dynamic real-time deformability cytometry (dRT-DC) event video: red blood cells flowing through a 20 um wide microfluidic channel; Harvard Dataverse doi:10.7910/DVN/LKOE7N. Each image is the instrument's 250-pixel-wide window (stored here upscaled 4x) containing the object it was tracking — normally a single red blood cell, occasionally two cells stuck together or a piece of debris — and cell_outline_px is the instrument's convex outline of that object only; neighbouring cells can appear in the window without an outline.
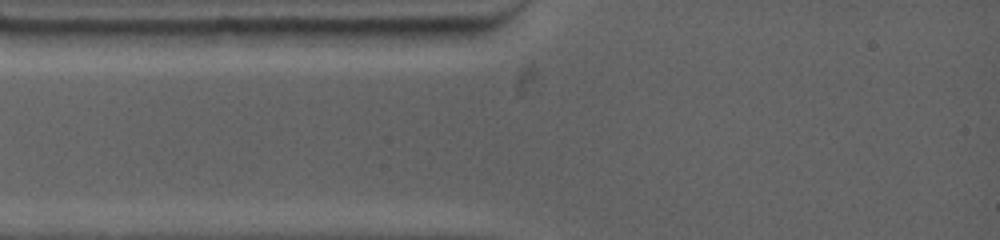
{"species": "common noctule bat (a hibernating species)", "species_latin": "Nyctalus noctula", "temperature_condition": "warm", "stored_images_in_passage": 3, "camera_frame_rate_fps": 4500, "um_per_image_px": 0.085, "animal": {"sex": "female", "body_mass_g": 19.0, "forearm_length_mm": 53.3}, "frame": {"image": 1, "passage_image": 1, "time_ms": 0.0, "image_size_px": [1000, 240], "cell_outline_px": [[244, 28], [240, 32], [220, 44], [204, 48], [172, 48], [148, 44], [136, 32], [148, 28]], "centroid_in_image_um": [15.94, 3.13], "position_along_channel_um": 69.1, "area_um2": 12.02}}